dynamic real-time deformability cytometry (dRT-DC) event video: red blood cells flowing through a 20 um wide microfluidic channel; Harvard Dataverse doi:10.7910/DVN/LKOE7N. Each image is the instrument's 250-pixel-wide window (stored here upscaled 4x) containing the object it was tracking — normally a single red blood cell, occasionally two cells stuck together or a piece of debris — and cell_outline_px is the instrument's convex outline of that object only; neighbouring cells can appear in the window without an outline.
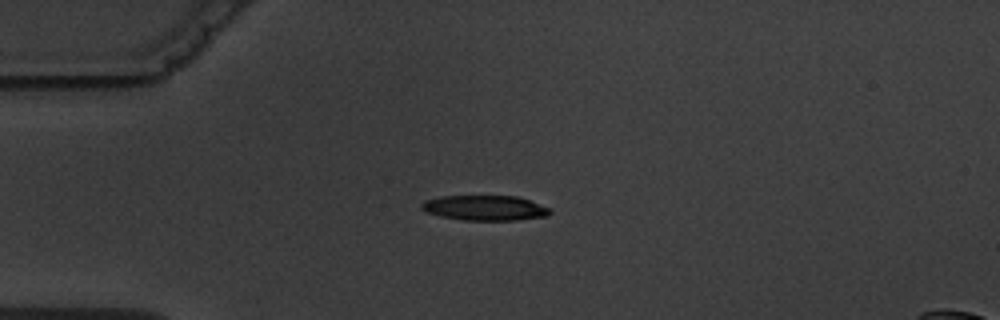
{"species": "common noctule bat (a hibernating species)", "species_latin": "Nyctalus noctula", "temperature_condition": "warm", "stored_images_in_passage": 7, "camera_frame_rate_fps": 3000, "um_per_image_px": 0.085, "animal": {"sex": "male", "body_mass_g": 19.5, "forearm_length_mm": 54.6}, "frame": {"image": 1, "passage_image": 3, "time_ms": 2.333, "image_size_px": [1000, 320], "cell_outline_px": [[552, 212], [548, 216], [516, 220], [464, 220], [440, 216], [424, 212], [420, 208], [420, 204], [424, 200], [440, 196], [516, 196], [528, 200], [548, 208]], "centroid_in_image_um": [41.15, 17.67], "position_along_channel_um": 43.9, "area_um2": 18.79}}